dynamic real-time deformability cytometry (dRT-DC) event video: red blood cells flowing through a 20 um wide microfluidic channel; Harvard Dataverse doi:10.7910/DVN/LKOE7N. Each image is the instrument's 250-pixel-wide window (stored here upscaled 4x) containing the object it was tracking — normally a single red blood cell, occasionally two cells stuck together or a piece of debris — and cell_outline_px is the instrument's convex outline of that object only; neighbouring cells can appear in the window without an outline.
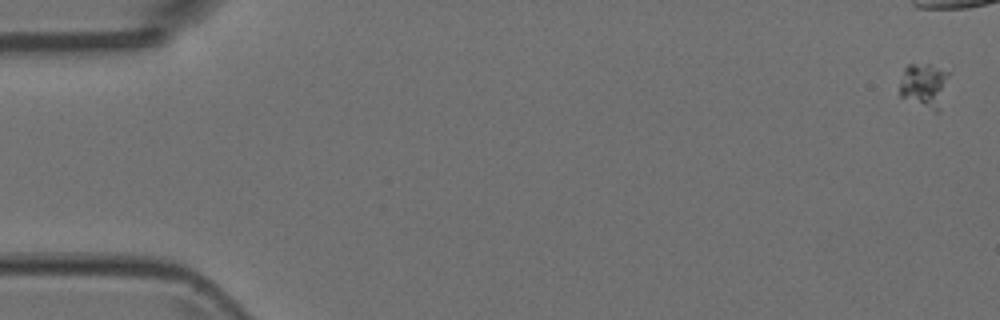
{"species": "Egyptian fruit bat (a non-hibernating species)", "species_latin": "Rousettus aegyptiacus", "temperature_condition": "room temperature", "stored_images_in_passage": 15, "camera_frame_rate_fps": 3000, "um_per_image_px": 0.085, "animal": {"sex": "female"}, "frame": {"image": 1, "passage_image": 1, "time_ms": 0.0, "image_size_px": [1000, 320], "cell_outline_px": [[948, 76], [940, 112], [936, 112], [900, 96], [900, 84], [904, 68], [908, 64], [928, 64], [948, 72]], "centroid_in_image_um": [78.55, 7.26], "position_along_channel_um": 6.4, "area_um2": 12.54}}
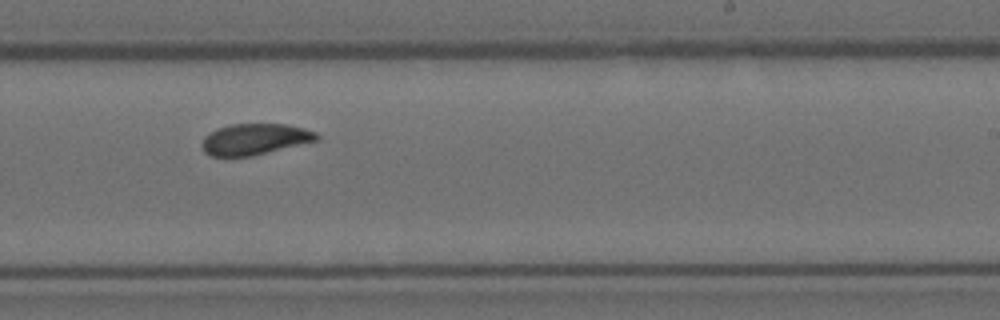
{"frame": {"image": 2, "passage_image": 10, "time_ms": 3.0, "image_size_px": [1000, 320], "cell_outline_px": [[320, 140], [252, 156], [212, 156], [204, 152], [200, 144], [204, 136], [208, 132], [216, 128], [232, 124], [284, 124], [304, 128], [316, 132], [320, 136]], "centroid_in_image_um": [21.64, 11.83], "position_along_channel_um": 267.4, "area_um2": 21.04}}
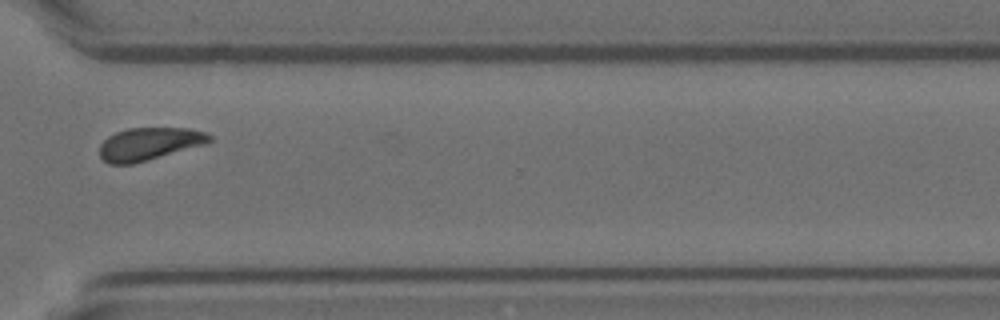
{"frame": {"image": 3, "passage_image": 12, "time_ms": 3.667, "image_size_px": [1000, 320], "cell_outline_px": [[212, 140], [208, 144], [132, 164], [108, 164], [100, 156], [100, 144], [108, 136], [116, 132], [128, 128], [188, 128], [204, 132], [212, 136]], "centroid_in_image_um": [12.7, 12.23], "position_along_channel_um": 357.9, "area_um2": 20.98}}